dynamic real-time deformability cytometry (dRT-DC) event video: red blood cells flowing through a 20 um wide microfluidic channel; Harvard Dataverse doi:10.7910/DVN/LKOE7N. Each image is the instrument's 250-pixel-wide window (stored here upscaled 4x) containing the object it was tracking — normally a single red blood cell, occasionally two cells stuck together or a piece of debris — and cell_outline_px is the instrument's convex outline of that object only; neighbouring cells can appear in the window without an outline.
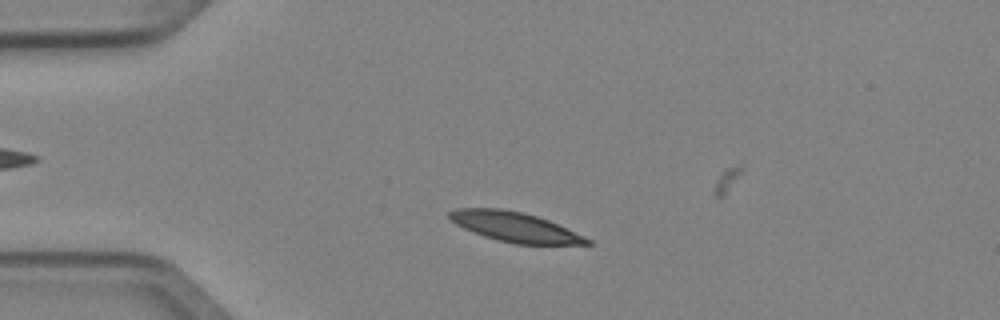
{"species": "Egyptian fruit bat (a non-hibernating species)", "species_latin": "Rousettus aegyptiacus", "temperature_condition": "cold", "stored_images_in_passage": 49, "camera_frame_rate_fps": 3000, "um_per_image_px": 0.085, "animal": {"sex": "female"}, "frame": {"image": 1, "passage_image": 9, "time_ms": 2.667, "image_size_px": [1000, 320], "cell_outline_px": [[592, 244], [516, 244], [484, 236], [472, 232], [456, 224], [448, 216], [448, 212], [456, 208], [500, 208], [524, 212], [548, 220], [584, 236], [592, 240]], "centroid_in_image_um": [43.75, 19.28], "position_along_channel_um": 41.3, "area_um2": 23.64}}
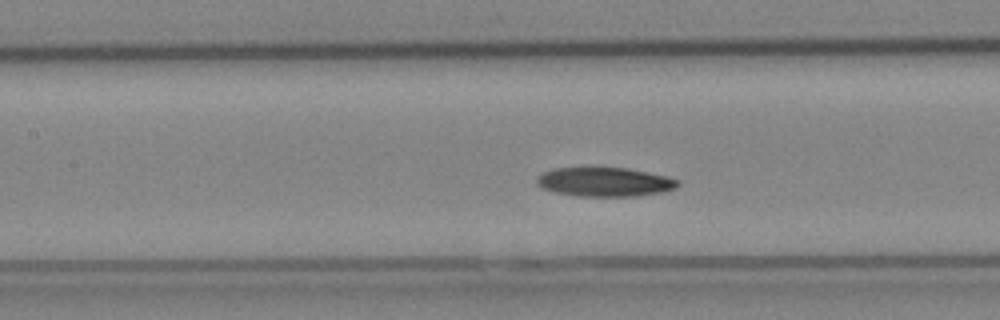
{"frame": {"image": 2, "passage_image": 20, "time_ms": 6.333, "image_size_px": [1000, 320], "cell_outline_px": [[680, 184], [676, 188], [664, 192], [636, 196], [576, 196], [556, 192], [540, 188], [536, 184], [536, 176], [552, 168], [628, 168], [668, 176], [680, 180]], "centroid_in_image_um": [51.41, 15.47], "position_along_channel_um": 156.0, "area_um2": 24.16}}
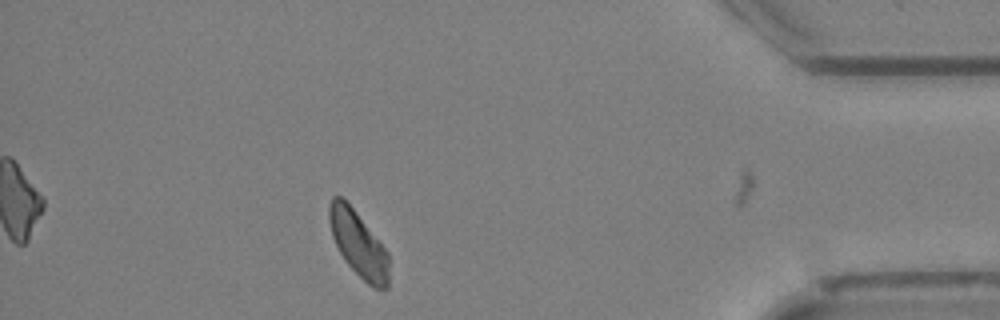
{"frame": {"image": 3, "passage_image": 42, "time_ms": 13.667, "image_size_px": [1000, 320], "cell_outline_px": [[388, 288], [372, 288], [344, 260], [332, 236], [328, 220], [328, 204], [332, 196], [340, 196], [352, 208], [388, 252]], "centroid_in_image_um": [30.44, 20.73], "position_along_channel_um": 404.8, "area_um2": 22.37}, "authors_computed_cell_mechanics": {"area_um2": 23.9292, "velocity_mm_per_s": 3.9724, "shape_relaxation_time_tau1_ms": 9.4121, "shape_relaxation_time_tau2_ms": null, "deformation_change_tau1": 0.1354, "deformation_change_tau2": null}}